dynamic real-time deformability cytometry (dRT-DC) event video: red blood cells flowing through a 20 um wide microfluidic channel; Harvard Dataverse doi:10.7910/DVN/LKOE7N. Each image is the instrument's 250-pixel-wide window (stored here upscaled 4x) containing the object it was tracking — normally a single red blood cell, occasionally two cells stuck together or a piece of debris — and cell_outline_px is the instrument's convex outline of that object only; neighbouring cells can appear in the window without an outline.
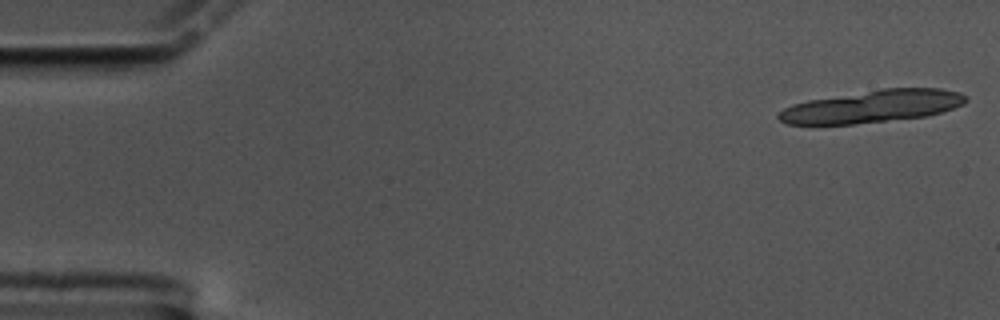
{"species": "common noctule bat (a hibernating species)", "species_latin": "Nyctalus noctula", "temperature_condition": "cold", "stored_images_in_passage": 26, "camera_frame_rate_fps": 3000, "um_per_image_px": 0.085, "animal": {"sex": "male", "body_mass_g": 17.5, "forearm_length_mm": 52.3}, "frame": {"image": 1, "passage_image": 1, "time_ms": 0.0, "image_size_px": [1000, 320], "cell_outline_px": [[968, 100], [964, 104], [928, 116], [852, 124], [784, 124], [776, 116], [784, 108], [792, 104], [808, 100], [884, 88], [940, 88], [960, 92], [968, 96]], "centroid_in_image_um": [74.17, 9.04], "position_along_channel_um": 10.8, "area_um2": 35.26}}